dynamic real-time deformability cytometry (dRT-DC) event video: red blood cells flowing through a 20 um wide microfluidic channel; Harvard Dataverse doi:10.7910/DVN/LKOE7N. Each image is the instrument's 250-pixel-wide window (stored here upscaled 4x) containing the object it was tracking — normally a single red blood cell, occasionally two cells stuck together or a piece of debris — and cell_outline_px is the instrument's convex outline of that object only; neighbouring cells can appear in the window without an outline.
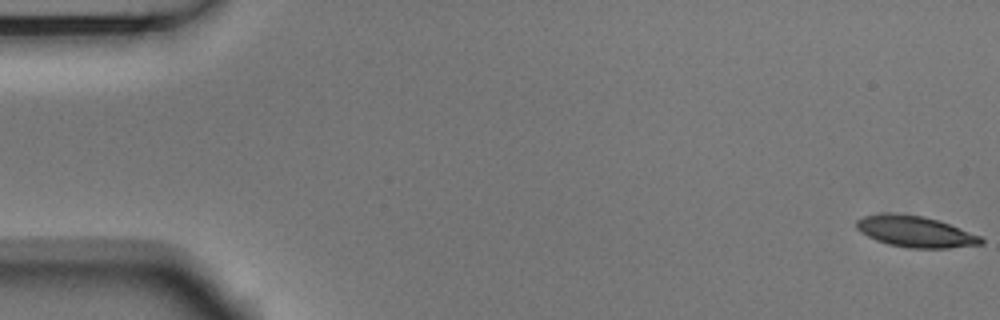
{"species": "Egyptian fruit bat (a non-hibernating species)", "species_latin": "Rousettus aegyptiacus", "temperature_condition": "room temperature", "stored_images_in_passage": 6, "camera_frame_rate_fps": 3000, "um_per_image_px": 0.085, "animal": {"sex": "male"}, "frame": {"image": 1, "passage_image": 1, "time_ms": 0.0, "image_size_px": [1000, 320], "cell_outline_px": [[984, 244], [948, 248], [908, 248], [888, 244], [876, 240], [860, 232], [856, 228], [856, 220], [864, 216], [924, 216], [948, 224], [980, 236], [984, 240]], "centroid_in_image_um": [77.85, 19.74], "position_along_channel_um": 7.2, "area_um2": 21.68}}
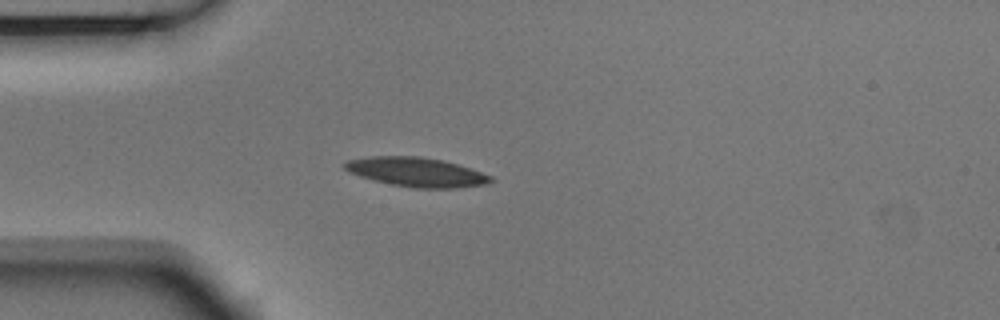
{"frame": {"image": 2, "passage_image": 5, "time_ms": 1.333, "image_size_px": [1000, 320], "cell_outline_px": [[492, 180], [488, 184], [456, 188], [416, 188], [392, 184], [360, 176], [348, 172], [344, 168], [344, 160], [368, 156], [420, 156], [444, 160], [492, 176]], "centroid_in_image_um": [35.36, 14.61], "position_along_channel_um": 49.6, "area_um2": 24.8}}